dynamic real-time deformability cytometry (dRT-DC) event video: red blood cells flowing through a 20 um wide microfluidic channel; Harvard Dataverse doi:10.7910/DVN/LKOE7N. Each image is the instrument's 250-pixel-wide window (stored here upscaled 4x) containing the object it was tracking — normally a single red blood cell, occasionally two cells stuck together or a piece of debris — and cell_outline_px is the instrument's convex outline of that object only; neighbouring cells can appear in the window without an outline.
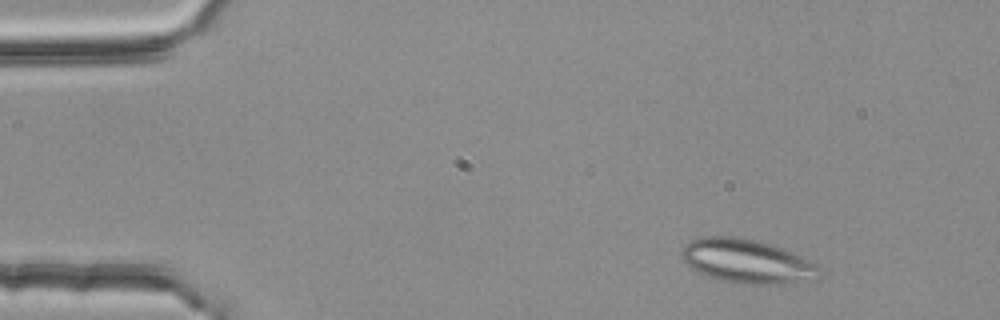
{"species": "common noctule bat (a hibernating species)", "species_latin": "Nyctalus noctula", "temperature_condition": "room temperature", "stored_images_in_passage": 3, "camera_frame_rate_fps": 3000, "um_per_image_px": 0.085, "animal": {"sex": "female", "body_mass_g": 25.1}, "frame": {"image": 1, "passage_image": 1, "time_ms": 0.0, "image_size_px": [1000, 320], "cell_outline_px": [[824, 276], [816, 280], [784, 284], [740, 284], [720, 280], [708, 276], [692, 268], [680, 256], [680, 248], [684, 244], [692, 240], [704, 236], [732, 236], [760, 240], [784, 248], [804, 256], [824, 268]], "centroid_in_image_um": [63.61, 22.21], "position_along_channel_um": 21.4, "area_um2": 36.36}}